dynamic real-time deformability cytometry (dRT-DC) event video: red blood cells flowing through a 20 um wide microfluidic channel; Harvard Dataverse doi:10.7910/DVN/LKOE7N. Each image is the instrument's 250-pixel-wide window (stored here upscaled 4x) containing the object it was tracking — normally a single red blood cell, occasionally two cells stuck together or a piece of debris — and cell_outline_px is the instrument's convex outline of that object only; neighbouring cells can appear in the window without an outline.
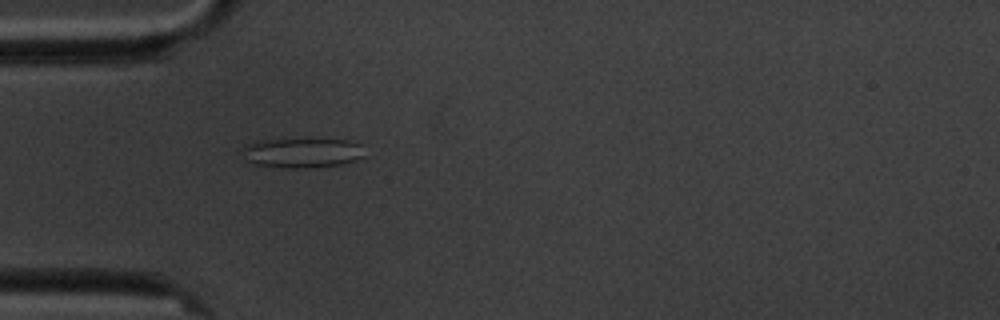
{"species": "common noctule bat (a hibernating species)", "species_latin": "Nyctalus noctula", "temperature_condition": "cold", "stored_images_in_passage": 3, "camera_frame_rate_fps": 3000, "um_per_image_px": 0.085, "animal": {"sex": "male", "body_mass_g": 20.1, "forearm_length_mm": 53.5}, "frame": {"image": 1, "passage_image": 3, "time_ms": 2.333, "image_size_px": [1000, 320], "cell_outline_px": [[364, 156], [356, 160], [340, 164], [308, 168], [284, 168], [256, 164], [248, 160], [240, 148], [244, 144], [260, 140], [280, 136], [348, 140], [360, 144]], "centroid_in_image_um": [25.63, 12.93], "position_along_channel_um": 59.4, "area_um2": 22.2}}